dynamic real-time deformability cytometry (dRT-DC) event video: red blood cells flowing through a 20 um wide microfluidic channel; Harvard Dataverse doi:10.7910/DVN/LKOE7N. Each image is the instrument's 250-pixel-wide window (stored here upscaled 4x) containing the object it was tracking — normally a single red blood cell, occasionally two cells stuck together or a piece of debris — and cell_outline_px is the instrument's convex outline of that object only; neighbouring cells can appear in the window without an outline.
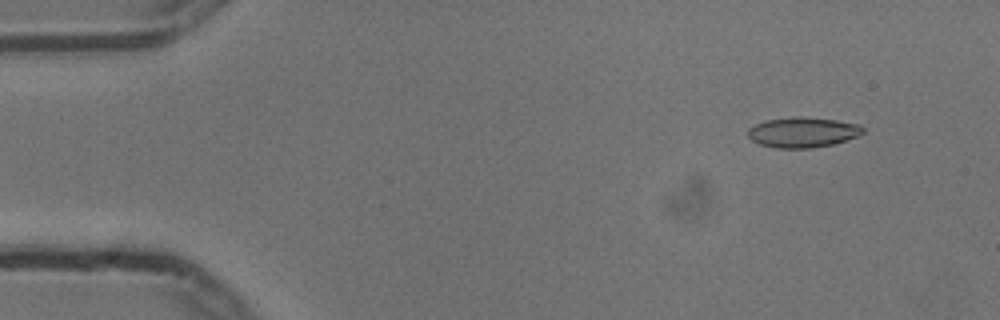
{"species": "common noctule bat (a hibernating species)", "species_latin": "Nyctalus noctula", "temperature_condition": "cold", "stored_images_in_passage": 54, "camera_frame_rate_fps": 3000, "um_per_image_px": 0.085, "animal": {"sex": "male", "body_mass_g": 13.3}, "frame": {"image": 1, "passage_image": 5, "time_ms": 1.333, "image_size_px": [1000, 320], "cell_outline_px": [[864, 132], [856, 136], [832, 144], [812, 148], [780, 148], [760, 144], [752, 140], [748, 136], [748, 128], [764, 120], [792, 116], [796, 116], [836, 120], [860, 124], [864, 128]], "centroid_in_image_um": [68.21, 11.23], "position_along_channel_um": 16.8, "area_um2": 20.17}}
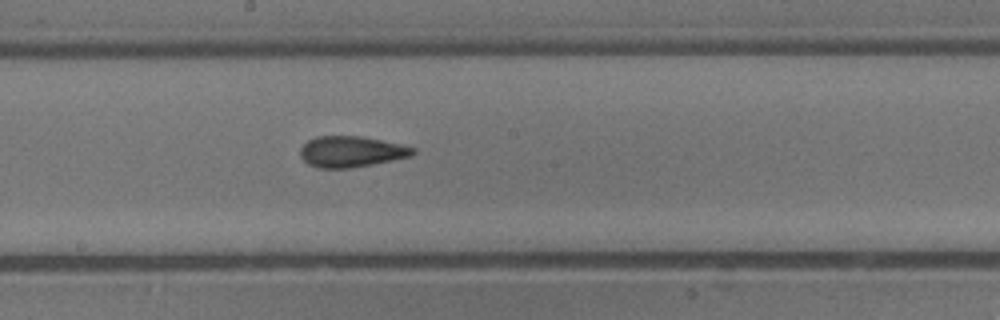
{"frame": {"image": 2, "passage_image": 29, "time_ms": 9.333, "image_size_px": [1000, 320], "cell_outline_px": [[416, 152], [412, 156], [352, 168], [316, 168], [308, 164], [300, 156], [300, 148], [308, 140], [316, 136], [360, 136], [400, 144], [416, 148]], "centroid_in_image_um": [29.84, 12.89], "position_along_channel_um": 218.4, "area_um2": 20.35}}
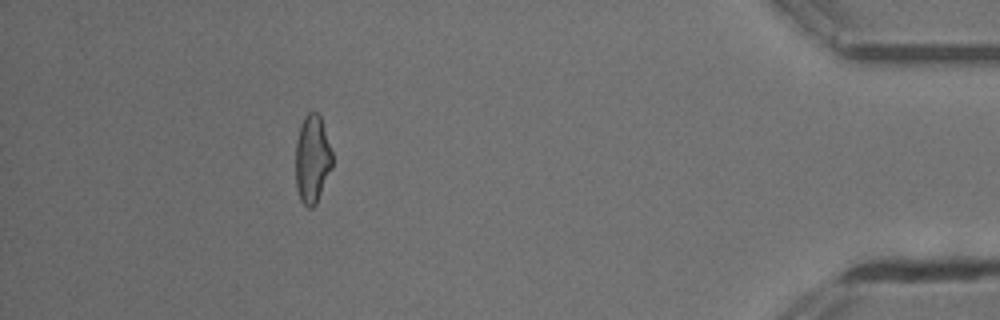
{"frame": {"image": 3, "passage_image": 49, "time_ms": 16.0, "image_size_px": [1000, 320], "cell_outline_px": [[332, 168], [316, 204], [312, 208], [308, 208], [300, 200], [296, 188], [296, 140], [300, 124], [304, 116], [308, 112], [316, 112], [320, 116], [332, 152]], "centroid_in_image_um": [26.53, 13.54], "position_along_channel_um": 408.7, "area_um2": 18.9}, "authors_computed_cell_mechanics": {"area_um2": 19.8254, "velocity_mm_per_s": 3.7384, "shape_relaxation_time_tau1_ms": 10.6172, "shape_relaxation_time_tau2_ms": 1.3944, "deformation_change_tau1": 0.2458, "deformation_change_tau2": 0.0821}}